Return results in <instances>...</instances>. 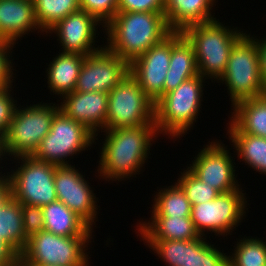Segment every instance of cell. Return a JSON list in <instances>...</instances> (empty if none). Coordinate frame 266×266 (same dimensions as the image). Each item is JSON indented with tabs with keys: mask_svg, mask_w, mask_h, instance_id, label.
<instances>
[{
	"mask_svg": "<svg viewBox=\"0 0 266 266\" xmlns=\"http://www.w3.org/2000/svg\"><path fill=\"white\" fill-rule=\"evenodd\" d=\"M102 132L106 137L100 149L102 151H100L97 171L98 177L101 176L102 180L105 179L108 182L125 181V178L129 179L140 174L141 168L149 158L154 139L156 140L157 135H160L155 124L115 128Z\"/></svg>",
	"mask_w": 266,
	"mask_h": 266,
	"instance_id": "6da1fadb",
	"label": "cell"
},
{
	"mask_svg": "<svg viewBox=\"0 0 266 266\" xmlns=\"http://www.w3.org/2000/svg\"><path fill=\"white\" fill-rule=\"evenodd\" d=\"M205 80L198 74L154 103V123L158 133L174 139L184 137L191 130L202 108Z\"/></svg>",
	"mask_w": 266,
	"mask_h": 266,
	"instance_id": "277c9868",
	"label": "cell"
},
{
	"mask_svg": "<svg viewBox=\"0 0 266 266\" xmlns=\"http://www.w3.org/2000/svg\"><path fill=\"white\" fill-rule=\"evenodd\" d=\"M165 0H118V12H164Z\"/></svg>",
	"mask_w": 266,
	"mask_h": 266,
	"instance_id": "8d00e7d4",
	"label": "cell"
},
{
	"mask_svg": "<svg viewBox=\"0 0 266 266\" xmlns=\"http://www.w3.org/2000/svg\"><path fill=\"white\" fill-rule=\"evenodd\" d=\"M243 192L244 190L239 188L220 193L212 201L192 205L190 217L200 236L207 237L205 232L209 231L218 237L232 235L233 229H236L244 219L243 216H246L247 198L246 192Z\"/></svg>",
	"mask_w": 266,
	"mask_h": 266,
	"instance_id": "8fae6325",
	"label": "cell"
},
{
	"mask_svg": "<svg viewBox=\"0 0 266 266\" xmlns=\"http://www.w3.org/2000/svg\"><path fill=\"white\" fill-rule=\"evenodd\" d=\"M44 230L66 237L92 236V228L59 200L42 206Z\"/></svg>",
	"mask_w": 266,
	"mask_h": 266,
	"instance_id": "cb8c5ba5",
	"label": "cell"
},
{
	"mask_svg": "<svg viewBox=\"0 0 266 266\" xmlns=\"http://www.w3.org/2000/svg\"><path fill=\"white\" fill-rule=\"evenodd\" d=\"M208 143L198 152L194 157L195 160L193 159L187 169L199 180L213 186L220 193L241 188L236 179L235 159L233 160L234 157L229 154L228 146H225L221 140Z\"/></svg>",
	"mask_w": 266,
	"mask_h": 266,
	"instance_id": "7c38bea8",
	"label": "cell"
},
{
	"mask_svg": "<svg viewBox=\"0 0 266 266\" xmlns=\"http://www.w3.org/2000/svg\"><path fill=\"white\" fill-rule=\"evenodd\" d=\"M4 175V176H3ZM12 197L9 176L0 175V208Z\"/></svg>",
	"mask_w": 266,
	"mask_h": 266,
	"instance_id": "ab89813d",
	"label": "cell"
},
{
	"mask_svg": "<svg viewBox=\"0 0 266 266\" xmlns=\"http://www.w3.org/2000/svg\"><path fill=\"white\" fill-rule=\"evenodd\" d=\"M226 253L200 236L195 240H186L185 266H228Z\"/></svg>",
	"mask_w": 266,
	"mask_h": 266,
	"instance_id": "f546056e",
	"label": "cell"
},
{
	"mask_svg": "<svg viewBox=\"0 0 266 266\" xmlns=\"http://www.w3.org/2000/svg\"><path fill=\"white\" fill-rule=\"evenodd\" d=\"M36 29V30H35ZM41 31L35 19L34 3L26 0H0V40L16 45L28 33Z\"/></svg>",
	"mask_w": 266,
	"mask_h": 266,
	"instance_id": "ac0fdd59",
	"label": "cell"
},
{
	"mask_svg": "<svg viewBox=\"0 0 266 266\" xmlns=\"http://www.w3.org/2000/svg\"><path fill=\"white\" fill-rule=\"evenodd\" d=\"M14 160L18 161V167L7 172L13 199L20 204L40 207L58 200L54 184L56 165L33 156L16 157Z\"/></svg>",
	"mask_w": 266,
	"mask_h": 266,
	"instance_id": "30bf717a",
	"label": "cell"
},
{
	"mask_svg": "<svg viewBox=\"0 0 266 266\" xmlns=\"http://www.w3.org/2000/svg\"><path fill=\"white\" fill-rule=\"evenodd\" d=\"M238 241L232 255L227 256L228 266H266V241L249 236Z\"/></svg>",
	"mask_w": 266,
	"mask_h": 266,
	"instance_id": "f1b7e54d",
	"label": "cell"
},
{
	"mask_svg": "<svg viewBox=\"0 0 266 266\" xmlns=\"http://www.w3.org/2000/svg\"><path fill=\"white\" fill-rule=\"evenodd\" d=\"M149 219L147 223L139 221L136 228V233L148 247L156 240H195L200 237L191 217L151 216Z\"/></svg>",
	"mask_w": 266,
	"mask_h": 266,
	"instance_id": "d6986e66",
	"label": "cell"
},
{
	"mask_svg": "<svg viewBox=\"0 0 266 266\" xmlns=\"http://www.w3.org/2000/svg\"><path fill=\"white\" fill-rule=\"evenodd\" d=\"M98 27L104 28L94 16L85 10L79 9L63 18L47 33H55L62 46V52L79 53L83 55L93 54L103 47L95 46Z\"/></svg>",
	"mask_w": 266,
	"mask_h": 266,
	"instance_id": "2e32d148",
	"label": "cell"
},
{
	"mask_svg": "<svg viewBox=\"0 0 266 266\" xmlns=\"http://www.w3.org/2000/svg\"><path fill=\"white\" fill-rule=\"evenodd\" d=\"M198 74L194 46L181 31H172L170 64L165 78L164 94Z\"/></svg>",
	"mask_w": 266,
	"mask_h": 266,
	"instance_id": "ffe728a7",
	"label": "cell"
},
{
	"mask_svg": "<svg viewBox=\"0 0 266 266\" xmlns=\"http://www.w3.org/2000/svg\"><path fill=\"white\" fill-rule=\"evenodd\" d=\"M218 20L187 26L182 33L194 46L198 72L204 79L223 76L234 44L245 34Z\"/></svg>",
	"mask_w": 266,
	"mask_h": 266,
	"instance_id": "3957f363",
	"label": "cell"
},
{
	"mask_svg": "<svg viewBox=\"0 0 266 266\" xmlns=\"http://www.w3.org/2000/svg\"><path fill=\"white\" fill-rule=\"evenodd\" d=\"M149 248L166 266H185L186 240H156Z\"/></svg>",
	"mask_w": 266,
	"mask_h": 266,
	"instance_id": "1f68e13d",
	"label": "cell"
},
{
	"mask_svg": "<svg viewBox=\"0 0 266 266\" xmlns=\"http://www.w3.org/2000/svg\"><path fill=\"white\" fill-rule=\"evenodd\" d=\"M22 215L24 221V231L28 238L44 230L42 207L22 204Z\"/></svg>",
	"mask_w": 266,
	"mask_h": 266,
	"instance_id": "e575fe53",
	"label": "cell"
},
{
	"mask_svg": "<svg viewBox=\"0 0 266 266\" xmlns=\"http://www.w3.org/2000/svg\"><path fill=\"white\" fill-rule=\"evenodd\" d=\"M91 239L93 236L66 237L40 231L28 238L20 265L89 266L86 250Z\"/></svg>",
	"mask_w": 266,
	"mask_h": 266,
	"instance_id": "8992f818",
	"label": "cell"
},
{
	"mask_svg": "<svg viewBox=\"0 0 266 266\" xmlns=\"http://www.w3.org/2000/svg\"><path fill=\"white\" fill-rule=\"evenodd\" d=\"M107 44L112 53L130 63L166 38L169 28L164 12H117L104 27Z\"/></svg>",
	"mask_w": 266,
	"mask_h": 266,
	"instance_id": "7a4b0ae2",
	"label": "cell"
},
{
	"mask_svg": "<svg viewBox=\"0 0 266 266\" xmlns=\"http://www.w3.org/2000/svg\"><path fill=\"white\" fill-rule=\"evenodd\" d=\"M171 56V33L129 63V74L155 103L164 95V83Z\"/></svg>",
	"mask_w": 266,
	"mask_h": 266,
	"instance_id": "9a60e30c",
	"label": "cell"
},
{
	"mask_svg": "<svg viewBox=\"0 0 266 266\" xmlns=\"http://www.w3.org/2000/svg\"><path fill=\"white\" fill-rule=\"evenodd\" d=\"M154 108V102L128 74L108 92L107 118L103 130L155 124Z\"/></svg>",
	"mask_w": 266,
	"mask_h": 266,
	"instance_id": "9c48e42d",
	"label": "cell"
},
{
	"mask_svg": "<svg viewBox=\"0 0 266 266\" xmlns=\"http://www.w3.org/2000/svg\"><path fill=\"white\" fill-rule=\"evenodd\" d=\"M79 6L94 16L104 27L118 12V0H79Z\"/></svg>",
	"mask_w": 266,
	"mask_h": 266,
	"instance_id": "d6a6232c",
	"label": "cell"
},
{
	"mask_svg": "<svg viewBox=\"0 0 266 266\" xmlns=\"http://www.w3.org/2000/svg\"><path fill=\"white\" fill-rule=\"evenodd\" d=\"M180 173L181 176L177 178V183L192 205L212 201L220 194L213 186L199 180L188 169Z\"/></svg>",
	"mask_w": 266,
	"mask_h": 266,
	"instance_id": "4dcf8cb0",
	"label": "cell"
},
{
	"mask_svg": "<svg viewBox=\"0 0 266 266\" xmlns=\"http://www.w3.org/2000/svg\"><path fill=\"white\" fill-rule=\"evenodd\" d=\"M128 74L129 63L103 46L86 55L74 91L108 93Z\"/></svg>",
	"mask_w": 266,
	"mask_h": 266,
	"instance_id": "4fadbf2b",
	"label": "cell"
},
{
	"mask_svg": "<svg viewBox=\"0 0 266 266\" xmlns=\"http://www.w3.org/2000/svg\"><path fill=\"white\" fill-rule=\"evenodd\" d=\"M215 0H165L164 17L172 31H183L187 26L207 23L216 19L212 15Z\"/></svg>",
	"mask_w": 266,
	"mask_h": 266,
	"instance_id": "44dd1931",
	"label": "cell"
},
{
	"mask_svg": "<svg viewBox=\"0 0 266 266\" xmlns=\"http://www.w3.org/2000/svg\"><path fill=\"white\" fill-rule=\"evenodd\" d=\"M3 156H6L5 155V152H4V141H3V136L0 135V162L2 163V160H3ZM0 174H2V171L0 172Z\"/></svg>",
	"mask_w": 266,
	"mask_h": 266,
	"instance_id": "60d3db41",
	"label": "cell"
},
{
	"mask_svg": "<svg viewBox=\"0 0 266 266\" xmlns=\"http://www.w3.org/2000/svg\"><path fill=\"white\" fill-rule=\"evenodd\" d=\"M79 9V0H36L35 19L40 26V33L47 35L63 18Z\"/></svg>",
	"mask_w": 266,
	"mask_h": 266,
	"instance_id": "83f0119b",
	"label": "cell"
},
{
	"mask_svg": "<svg viewBox=\"0 0 266 266\" xmlns=\"http://www.w3.org/2000/svg\"><path fill=\"white\" fill-rule=\"evenodd\" d=\"M229 133V134H228ZM228 139L235 149L238 158L245 165L266 175V138L244 132H227ZM247 163V164H246Z\"/></svg>",
	"mask_w": 266,
	"mask_h": 266,
	"instance_id": "d4e9b609",
	"label": "cell"
},
{
	"mask_svg": "<svg viewBox=\"0 0 266 266\" xmlns=\"http://www.w3.org/2000/svg\"><path fill=\"white\" fill-rule=\"evenodd\" d=\"M94 142L95 135L91 131L59 110L52 120L49 133L32 156L56 166H67L71 165L67 159H73L72 156L92 147Z\"/></svg>",
	"mask_w": 266,
	"mask_h": 266,
	"instance_id": "ba28073f",
	"label": "cell"
},
{
	"mask_svg": "<svg viewBox=\"0 0 266 266\" xmlns=\"http://www.w3.org/2000/svg\"><path fill=\"white\" fill-rule=\"evenodd\" d=\"M84 177L75 165L56 166L54 184L58 200L93 229L99 214L98 197Z\"/></svg>",
	"mask_w": 266,
	"mask_h": 266,
	"instance_id": "5bb4252c",
	"label": "cell"
},
{
	"mask_svg": "<svg viewBox=\"0 0 266 266\" xmlns=\"http://www.w3.org/2000/svg\"><path fill=\"white\" fill-rule=\"evenodd\" d=\"M20 254L0 237V266H19Z\"/></svg>",
	"mask_w": 266,
	"mask_h": 266,
	"instance_id": "74e56055",
	"label": "cell"
},
{
	"mask_svg": "<svg viewBox=\"0 0 266 266\" xmlns=\"http://www.w3.org/2000/svg\"><path fill=\"white\" fill-rule=\"evenodd\" d=\"M174 185L166 186L157 190L153 197L152 216L168 217H190L192 204L186 197L181 186L175 182Z\"/></svg>",
	"mask_w": 266,
	"mask_h": 266,
	"instance_id": "4316f807",
	"label": "cell"
},
{
	"mask_svg": "<svg viewBox=\"0 0 266 266\" xmlns=\"http://www.w3.org/2000/svg\"><path fill=\"white\" fill-rule=\"evenodd\" d=\"M0 237L19 254L28 241L24 231L22 204L12 197L0 208Z\"/></svg>",
	"mask_w": 266,
	"mask_h": 266,
	"instance_id": "484cf974",
	"label": "cell"
},
{
	"mask_svg": "<svg viewBox=\"0 0 266 266\" xmlns=\"http://www.w3.org/2000/svg\"><path fill=\"white\" fill-rule=\"evenodd\" d=\"M14 45L5 41L0 40V88L13 85V66L12 64L14 59L10 60L13 56ZM12 50V51H11ZM11 52V53H10ZM9 57V58H8ZM11 57V58H10ZM12 79V80H11Z\"/></svg>",
	"mask_w": 266,
	"mask_h": 266,
	"instance_id": "d590c367",
	"label": "cell"
},
{
	"mask_svg": "<svg viewBox=\"0 0 266 266\" xmlns=\"http://www.w3.org/2000/svg\"><path fill=\"white\" fill-rule=\"evenodd\" d=\"M12 86L0 88V135L2 136L7 133L18 106L17 99L11 95Z\"/></svg>",
	"mask_w": 266,
	"mask_h": 266,
	"instance_id": "836d02e7",
	"label": "cell"
},
{
	"mask_svg": "<svg viewBox=\"0 0 266 266\" xmlns=\"http://www.w3.org/2000/svg\"><path fill=\"white\" fill-rule=\"evenodd\" d=\"M21 266H46V265H21Z\"/></svg>",
	"mask_w": 266,
	"mask_h": 266,
	"instance_id": "b9f144b4",
	"label": "cell"
},
{
	"mask_svg": "<svg viewBox=\"0 0 266 266\" xmlns=\"http://www.w3.org/2000/svg\"><path fill=\"white\" fill-rule=\"evenodd\" d=\"M52 104L40 102L16 108L9 129L3 136L5 155L12 158L33 155L60 110L59 104Z\"/></svg>",
	"mask_w": 266,
	"mask_h": 266,
	"instance_id": "52a82bcc",
	"label": "cell"
},
{
	"mask_svg": "<svg viewBox=\"0 0 266 266\" xmlns=\"http://www.w3.org/2000/svg\"><path fill=\"white\" fill-rule=\"evenodd\" d=\"M255 42L259 50V63H260V74L262 78V83L266 88V38L262 37L260 40L256 38Z\"/></svg>",
	"mask_w": 266,
	"mask_h": 266,
	"instance_id": "f35d334b",
	"label": "cell"
},
{
	"mask_svg": "<svg viewBox=\"0 0 266 266\" xmlns=\"http://www.w3.org/2000/svg\"><path fill=\"white\" fill-rule=\"evenodd\" d=\"M225 84L230 95L231 105L249 98L266 95V88L262 83L259 63V50L255 38L245 34L231 49L227 68L218 80Z\"/></svg>",
	"mask_w": 266,
	"mask_h": 266,
	"instance_id": "5b68a950",
	"label": "cell"
},
{
	"mask_svg": "<svg viewBox=\"0 0 266 266\" xmlns=\"http://www.w3.org/2000/svg\"><path fill=\"white\" fill-rule=\"evenodd\" d=\"M60 100V110L69 118L83 124L95 135V140H98L96 137L106 124L108 93L73 91Z\"/></svg>",
	"mask_w": 266,
	"mask_h": 266,
	"instance_id": "e0dca14e",
	"label": "cell"
},
{
	"mask_svg": "<svg viewBox=\"0 0 266 266\" xmlns=\"http://www.w3.org/2000/svg\"><path fill=\"white\" fill-rule=\"evenodd\" d=\"M227 132H244L266 138V95L238 101L233 106Z\"/></svg>",
	"mask_w": 266,
	"mask_h": 266,
	"instance_id": "7402d4cb",
	"label": "cell"
},
{
	"mask_svg": "<svg viewBox=\"0 0 266 266\" xmlns=\"http://www.w3.org/2000/svg\"><path fill=\"white\" fill-rule=\"evenodd\" d=\"M86 55L60 52L47 67L48 89L61 98L74 91Z\"/></svg>",
	"mask_w": 266,
	"mask_h": 266,
	"instance_id": "603a6c76",
	"label": "cell"
}]
</instances>
